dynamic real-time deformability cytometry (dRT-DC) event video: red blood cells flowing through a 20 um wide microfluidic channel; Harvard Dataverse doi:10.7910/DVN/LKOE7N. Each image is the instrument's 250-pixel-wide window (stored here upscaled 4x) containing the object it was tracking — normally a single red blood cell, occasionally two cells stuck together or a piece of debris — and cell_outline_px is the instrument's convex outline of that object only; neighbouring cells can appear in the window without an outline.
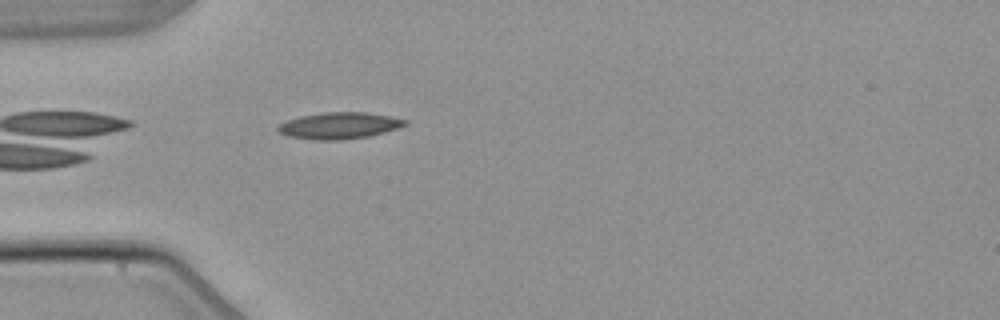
{"species": "common noctule bat (a hibernating species)", "species_latin": "Nyctalus noctula", "temperature_condition": "warm", "stored_images_in_passage": 2, "camera_frame_rate_fps": 3000, "um_per_image_px": 0.085, "animal": {"sex": "male", "body_mass_g": 21.5, "forearm_length_mm": 52.0}, "frame": {"image": 1, "passage_image": 2, "time_ms": 1.333, "image_size_px": [1000, 320], "cell_outline_px": [[408, 124], [384, 132], [368, 136], [336, 140], [316, 140], [288, 136], [280, 132], [276, 128], [280, 124], [288, 120], [300, 116], [320, 112], [368, 112], [408, 120]], "centroid_in_image_um": [28.83, 10.66], "position_along_channel_um": 56.2, "area_um2": 19.48}}